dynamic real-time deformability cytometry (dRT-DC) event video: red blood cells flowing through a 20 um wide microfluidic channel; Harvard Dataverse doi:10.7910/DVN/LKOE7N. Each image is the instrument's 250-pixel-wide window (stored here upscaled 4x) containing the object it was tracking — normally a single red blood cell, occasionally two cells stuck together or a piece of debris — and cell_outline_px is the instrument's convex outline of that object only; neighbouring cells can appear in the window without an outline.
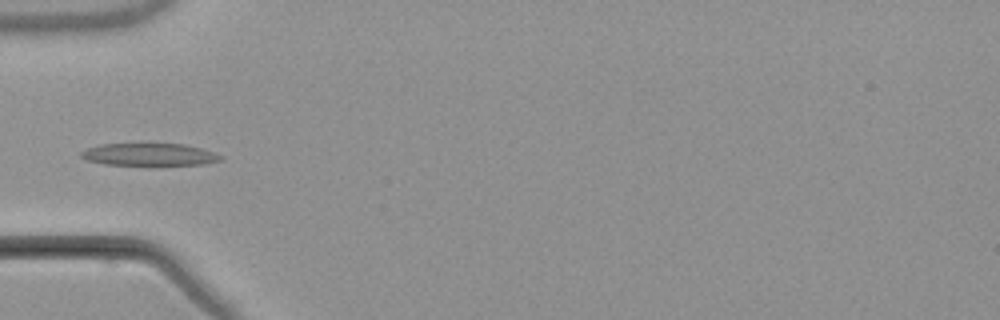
{"species": "common noctule bat (a hibernating species)", "species_latin": "Nyctalus noctula", "temperature_condition": "warm", "stored_images_in_passage": 5, "camera_frame_rate_fps": 3000, "um_per_image_px": 0.085, "animal": {"sex": "male", "body_mass_g": 21.5, "forearm_length_mm": 52.0}, "frame": {"image": 1, "passage_image": 5, "time_ms": 5.333, "image_size_px": [1000, 320], "cell_outline_px": [[224, 156], [220, 160], [204, 164], [104, 164], [84, 160], [80, 156], [80, 152], [88, 148], [100, 144], [184, 144], [200, 148]], "centroid_in_image_um": [12.64, 13.12], "position_along_channel_um": 72.4, "area_um2": 17.8}}